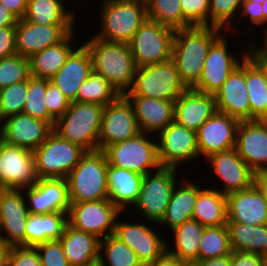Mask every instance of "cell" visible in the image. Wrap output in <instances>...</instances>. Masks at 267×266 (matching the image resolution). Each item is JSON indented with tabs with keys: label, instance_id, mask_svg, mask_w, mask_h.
<instances>
[{
	"label": "cell",
	"instance_id": "db71d44e",
	"mask_svg": "<svg viewBox=\"0 0 267 266\" xmlns=\"http://www.w3.org/2000/svg\"><path fill=\"white\" fill-rule=\"evenodd\" d=\"M242 10H240V18L247 17V21L251 22V25H256L264 28V13L262 11V4L252 1H244L242 4ZM242 15V16H241Z\"/></svg>",
	"mask_w": 267,
	"mask_h": 266
},
{
	"label": "cell",
	"instance_id": "7c38bea8",
	"mask_svg": "<svg viewBox=\"0 0 267 266\" xmlns=\"http://www.w3.org/2000/svg\"><path fill=\"white\" fill-rule=\"evenodd\" d=\"M141 133L133 106L125 95L104 106L98 150L132 139Z\"/></svg>",
	"mask_w": 267,
	"mask_h": 266
},
{
	"label": "cell",
	"instance_id": "6f0895ef",
	"mask_svg": "<svg viewBox=\"0 0 267 266\" xmlns=\"http://www.w3.org/2000/svg\"><path fill=\"white\" fill-rule=\"evenodd\" d=\"M1 4H3L10 12L18 19H23L26 8H27V0H0Z\"/></svg>",
	"mask_w": 267,
	"mask_h": 266
},
{
	"label": "cell",
	"instance_id": "484cf974",
	"mask_svg": "<svg viewBox=\"0 0 267 266\" xmlns=\"http://www.w3.org/2000/svg\"><path fill=\"white\" fill-rule=\"evenodd\" d=\"M92 62L88 50L81 44L66 59L62 68L49 79L70 102L77 100L81 84L90 76Z\"/></svg>",
	"mask_w": 267,
	"mask_h": 266
},
{
	"label": "cell",
	"instance_id": "83f0119b",
	"mask_svg": "<svg viewBox=\"0 0 267 266\" xmlns=\"http://www.w3.org/2000/svg\"><path fill=\"white\" fill-rule=\"evenodd\" d=\"M71 266H93L99 262L100 239L66 224L59 239Z\"/></svg>",
	"mask_w": 267,
	"mask_h": 266
},
{
	"label": "cell",
	"instance_id": "2644e50d",
	"mask_svg": "<svg viewBox=\"0 0 267 266\" xmlns=\"http://www.w3.org/2000/svg\"><path fill=\"white\" fill-rule=\"evenodd\" d=\"M184 266H197L194 262L185 263Z\"/></svg>",
	"mask_w": 267,
	"mask_h": 266
},
{
	"label": "cell",
	"instance_id": "836d02e7",
	"mask_svg": "<svg viewBox=\"0 0 267 266\" xmlns=\"http://www.w3.org/2000/svg\"><path fill=\"white\" fill-rule=\"evenodd\" d=\"M212 187H204L197 195L193 219L206 227L227 225V197Z\"/></svg>",
	"mask_w": 267,
	"mask_h": 266
},
{
	"label": "cell",
	"instance_id": "b9f144b4",
	"mask_svg": "<svg viewBox=\"0 0 267 266\" xmlns=\"http://www.w3.org/2000/svg\"><path fill=\"white\" fill-rule=\"evenodd\" d=\"M46 85L47 79L32 76L28 79V92L23 113L35 119L47 121L54 127L55 120L48 114L45 103Z\"/></svg>",
	"mask_w": 267,
	"mask_h": 266
},
{
	"label": "cell",
	"instance_id": "6125c7cd",
	"mask_svg": "<svg viewBox=\"0 0 267 266\" xmlns=\"http://www.w3.org/2000/svg\"><path fill=\"white\" fill-rule=\"evenodd\" d=\"M254 184L262 193L267 204V172L255 173Z\"/></svg>",
	"mask_w": 267,
	"mask_h": 266
},
{
	"label": "cell",
	"instance_id": "44dd1931",
	"mask_svg": "<svg viewBox=\"0 0 267 266\" xmlns=\"http://www.w3.org/2000/svg\"><path fill=\"white\" fill-rule=\"evenodd\" d=\"M23 192L31 214L68 213L70 201L65 178L39 179L32 187L23 188Z\"/></svg>",
	"mask_w": 267,
	"mask_h": 266
},
{
	"label": "cell",
	"instance_id": "d6986e66",
	"mask_svg": "<svg viewBox=\"0 0 267 266\" xmlns=\"http://www.w3.org/2000/svg\"><path fill=\"white\" fill-rule=\"evenodd\" d=\"M206 163L223 184L222 194L247 189L254 185L255 172L239 156L235 148L218 152L205 159Z\"/></svg>",
	"mask_w": 267,
	"mask_h": 266
},
{
	"label": "cell",
	"instance_id": "9c48e42d",
	"mask_svg": "<svg viewBox=\"0 0 267 266\" xmlns=\"http://www.w3.org/2000/svg\"><path fill=\"white\" fill-rule=\"evenodd\" d=\"M151 134L140 133L132 139L108 146L103 152L108 164L146 175L161 167L158 159L157 141Z\"/></svg>",
	"mask_w": 267,
	"mask_h": 266
},
{
	"label": "cell",
	"instance_id": "74e56055",
	"mask_svg": "<svg viewBox=\"0 0 267 266\" xmlns=\"http://www.w3.org/2000/svg\"><path fill=\"white\" fill-rule=\"evenodd\" d=\"M119 96L118 91L106 81L102 74L92 70L90 76L81 84L75 102L106 106Z\"/></svg>",
	"mask_w": 267,
	"mask_h": 266
},
{
	"label": "cell",
	"instance_id": "4316f807",
	"mask_svg": "<svg viewBox=\"0 0 267 266\" xmlns=\"http://www.w3.org/2000/svg\"><path fill=\"white\" fill-rule=\"evenodd\" d=\"M133 106L141 133L156 135L174 121V102L145 96H126Z\"/></svg>",
	"mask_w": 267,
	"mask_h": 266
},
{
	"label": "cell",
	"instance_id": "3957f363",
	"mask_svg": "<svg viewBox=\"0 0 267 266\" xmlns=\"http://www.w3.org/2000/svg\"><path fill=\"white\" fill-rule=\"evenodd\" d=\"M103 109L104 106L94 103L70 102L66 112L55 121L53 131L86 152L96 151Z\"/></svg>",
	"mask_w": 267,
	"mask_h": 266
},
{
	"label": "cell",
	"instance_id": "e0dca14e",
	"mask_svg": "<svg viewBox=\"0 0 267 266\" xmlns=\"http://www.w3.org/2000/svg\"><path fill=\"white\" fill-rule=\"evenodd\" d=\"M75 24L42 25L26 21H17L16 50L17 54L30 58L41 50L62 42L76 28Z\"/></svg>",
	"mask_w": 267,
	"mask_h": 266
},
{
	"label": "cell",
	"instance_id": "d590c367",
	"mask_svg": "<svg viewBox=\"0 0 267 266\" xmlns=\"http://www.w3.org/2000/svg\"><path fill=\"white\" fill-rule=\"evenodd\" d=\"M232 250L249 251L267 257V224L227 222Z\"/></svg>",
	"mask_w": 267,
	"mask_h": 266
},
{
	"label": "cell",
	"instance_id": "8fae6325",
	"mask_svg": "<svg viewBox=\"0 0 267 266\" xmlns=\"http://www.w3.org/2000/svg\"><path fill=\"white\" fill-rule=\"evenodd\" d=\"M122 213L109 199L70 203L67 221L74 228L101 240L114 234L117 219Z\"/></svg>",
	"mask_w": 267,
	"mask_h": 266
},
{
	"label": "cell",
	"instance_id": "603a6c76",
	"mask_svg": "<svg viewBox=\"0 0 267 266\" xmlns=\"http://www.w3.org/2000/svg\"><path fill=\"white\" fill-rule=\"evenodd\" d=\"M53 132V126L25 113L15 114L3 121V138L8 144L34 151Z\"/></svg>",
	"mask_w": 267,
	"mask_h": 266
},
{
	"label": "cell",
	"instance_id": "6da1fadb",
	"mask_svg": "<svg viewBox=\"0 0 267 266\" xmlns=\"http://www.w3.org/2000/svg\"><path fill=\"white\" fill-rule=\"evenodd\" d=\"M221 31L212 26H191L175 32L171 59L187 88L199 81L208 50Z\"/></svg>",
	"mask_w": 267,
	"mask_h": 266
},
{
	"label": "cell",
	"instance_id": "2e32d148",
	"mask_svg": "<svg viewBox=\"0 0 267 266\" xmlns=\"http://www.w3.org/2000/svg\"><path fill=\"white\" fill-rule=\"evenodd\" d=\"M39 180L33 151L2 142L0 188L32 187Z\"/></svg>",
	"mask_w": 267,
	"mask_h": 266
},
{
	"label": "cell",
	"instance_id": "7bdbcfd3",
	"mask_svg": "<svg viewBox=\"0 0 267 266\" xmlns=\"http://www.w3.org/2000/svg\"><path fill=\"white\" fill-rule=\"evenodd\" d=\"M243 2L244 0H209V26L221 30L226 28L224 31L234 33L232 31L236 29L231 26L240 14Z\"/></svg>",
	"mask_w": 267,
	"mask_h": 266
},
{
	"label": "cell",
	"instance_id": "cb8c5ba5",
	"mask_svg": "<svg viewBox=\"0 0 267 266\" xmlns=\"http://www.w3.org/2000/svg\"><path fill=\"white\" fill-rule=\"evenodd\" d=\"M227 197V222L248 225L267 224V204L260 190L254 185L232 192Z\"/></svg>",
	"mask_w": 267,
	"mask_h": 266
},
{
	"label": "cell",
	"instance_id": "7a4b0ae2",
	"mask_svg": "<svg viewBox=\"0 0 267 266\" xmlns=\"http://www.w3.org/2000/svg\"><path fill=\"white\" fill-rule=\"evenodd\" d=\"M91 37L82 45L90 54L92 70L102 74L120 95H125L133 84L137 69L128 43Z\"/></svg>",
	"mask_w": 267,
	"mask_h": 266
},
{
	"label": "cell",
	"instance_id": "f6af8a7d",
	"mask_svg": "<svg viewBox=\"0 0 267 266\" xmlns=\"http://www.w3.org/2000/svg\"><path fill=\"white\" fill-rule=\"evenodd\" d=\"M28 80L0 89V116L3 120L23 112Z\"/></svg>",
	"mask_w": 267,
	"mask_h": 266
},
{
	"label": "cell",
	"instance_id": "52a82bcc",
	"mask_svg": "<svg viewBox=\"0 0 267 266\" xmlns=\"http://www.w3.org/2000/svg\"><path fill=\"white\" fill-rule=\"evenodd\" d=\"M177 168L160 167L144 175L139 197L134 204L143 221L159 224L163 219L172 192L178 181ZM145 218V219H144Z\"/></svg>",
	"mask_w": 267,
	"mask_h": 266
},
{
	"label": "cell",
	"instance_id": "bcb514c9",
	"mask_svg": "<svg viewBox=\"0 0 267 266\" xmlns=\"http://www.w3.org/2000/svg\"><path fill=\"white\" fill-rule=\"evenodd\" d=\"M28 215L0 216V241L12 247H26ZM2 231L5 235H2Z\"/></svg>",
	"mask_w": 267,
	"mask_h": 266
},
{
	"label": "cell",
	"instance_id": "816d5d0a",
	"mask_svg": "<svg viewBox=\"0 0 267 266\" xmlns=\"http://www.w3.org/2000/svg\"><path fill=\"white\" fill-rule=\"evenodd\" d=\"M8 266H42L35 247H12Z\"/></svg>",
	"mask_w": 267,
	"mask_h": 266
},
{
	"label": "cell",
	"instance_id": "89a4df30",
	"mask_svg": "<svg viewBox=\"0 0 267 266\" xmlns=\"http://www.w3.org/2000/svg\"><path fill=\"white\" fill-rule=\"evenodd\" d=\"M244 1H252V2H258L262 4L265 0H244Z\"/></svg>",
	"mask_w": 267,
	"mask_h": 266
},
{
	"label": "cell",
	"instance_id": "91938a15",
	"mask_svg": "<svg viewBox=\"0 0 267 266\" xmlns=\"http://www.w3.org/2000/svg\"><path fill=\"white\" fill-rule=\"evenodd\" d=\"M194 263L197 266H231V254L212 259L198 260Z\"/></svg>",
	"mask_w": 267,
	"mask_h": 266
},
{
	"label": "cell",
	"instance_id": "03108f58",
	"mask_svg": "<svg viewBox=\"0 0 267 266\" xmlns=\"http://www.w3.org/2000/svg\"><path fill=\"white\" fill-rule=\"evenodd\" d=\"M263 37V41L262 44H260L259 46L265 51L267 52V34L262 36Z\"/></svg>",
	"mask_w": 267,
	"mask_h": 266
},
{
	"label": "cell",
	"instance_id": "ffe728a7",
	"mask_svg": "<svg viewBox=\"0 0 267 266\" xmlns=\"http://www.w3.org/2000/svg\"><path fill=\"white\" fill-rule=\"evenodd\" d=\"M235 149L255 172H267V120L240 121Z\"/></svg>",
	"mask_w": 267,
	"mask_h": 266
},
{
	"label": "cell",
	"instance_id": "753ad0ef",
	"mask_svg": "<svg viewBox=\"0 0 267 266\" xmlns=\"http://www.w3.org/2000/svg\"><path fill=\"white\" fill-rule=\"evenodd\" d=\"M139 1L142 2V3L147 4L150 0H139Z\"/></svg>",
	"mask_w": 267,
	"mask_h": 266
},
{
	"label": "cell",
	"instance_id": "4dcf8cb0",
	"mask_svg": "<svg viewBox=\"0 0 267 266\" xmlns=\"http://www.w3.org/2000/svg\"><path fill=\"white\" fill-rule=\"evenodd\" d=\"M74 36L75 30L62 42L33 54L29 58L31 76L51 79L62 68L66 59L76 49V44H73Z\"/></svg>",
	"mask_w": 267,
	"mask_h": 266
},
{
	"label": "cell",
	"instance_id": "ee69618b",
	"mask_svg": "<svg viewBox=\"0 0 267 266\" xmlns=\"http://www.w3.org/2000/svg\"><path fill=\"white\" fill-rule=\"evenodd\" d=\"M31 77L29 58L14 54L0 59V89Z\"/></svg>",
	"mask_w": 267,
	"mask_h": 266
},
{
	"label": "cell",
	"instance_id": "a7ac6f4b",
	"mask_svg": "<svg viewBox=\"0 0 267 266\" xmlns=\"http://www.w3.org/2000/svg\"><path fill=\"white\" fill-rule=\"evenodd\" d=\"M3 141H4V138H3V128H0V145L2 144Z\"/></svg>",
	"mask_w": 267,
	"mask_h": 266
},
{
	"label": "cell",
	"instance_id": "7402d4cb",
	"mask_svg": "<svg viewBox=\"0 0 267 266\" xmlns=\"http://www.w3.org/2000/svg\"><path fill=\"white\" fill-rule=\"evenodd\" d=\"M214 96L218 112L228 114L239 121H250V103L246 88V57L231 72Z\"/></svg>",
	"mask_w": 267,
	"mask_h": 266
},
{
	"label": "cell",
	"instance_id": "681fc988",
	"mask_svg": "<svg viewBox=\"0 0 267 266\" xmlns=\"http://www.w3.org/2000/svg\"><path fill=\"white\" fill-rule=\"evenodd\" d=\"M42 266H71L59 240H50L35 246Z\"/></svg>",
	"mask_w": 267,
	"mask_h": 266
},
{
	"label": "cell",
	"instance_id": "f907efd6",
	"mask_svg": "<svg viewBox=\"0 0 267 266\" xmlns=\"http://www.w3.org/2000/svg\"><path fill=\"white\" fill-rule=\"evenodd\" d=\"M45 103L48 114L56 121L68 109L70 101L65 97L61 90L47 79Z\"/></svg>",
	"mask_w": 267,
	"mask_h": 266
},
{
	"label": "cell",
	"instance_id": "e575fe53",
	"mask_svg": "<svg viewBox=\"0 0 267 266\" xmlns=\"http://www.w3.org/2000/svg\"><path fill=\"white\" fill-rule=\"evenodd\" d=\"M64 3V0H27L24 19L42 25L75 24L77 14Z\"/></svg>",
	"mask_w": 267,
	"mask_h": 266
},
{
	"label": "cell",
	"instance_id": "4fadbf2b",
	"mask_svg": "<svg viewBox=\"0 0 267 266\" xmlns=\"http://www.w3.org/2000/svg\"><path fill=\"white\" fill-rule=\"evenodd\" d=\"M211 44L207 57L204 60L203 71L199 81L192 89L214 95L228 79L231 72L244 60L248 51L244 50L241 59L228 52L227 36L225 31Z\"/></svg>",
	"mask_w": 267,
	"mask_h": 266
},
{
	"label": "cell",
	"instance_id": "11a10c76",
	"mask_svg": "<svg viewBox=\"0 0 267 266\" xmlns=\"http://www.w3.org/2000/svg\"><path fill=\"white\" fill-rule=\"evenodd\" d=\"M264 257L243 250H232L231 266H260Z\"/></svg>",
	"mask_w": 267,
	"mask_h": 266
},
{
	"label": "cell",
	"instance_id": "8c879c8a",
	"mask_svg": "<svg viewBox=\"0 0 267 266\" xmlns=\"http://www.w3.org/2000/svg\"><path fill=\"white\" fill-rule=\"evenodd\" d=\"M3 119L1 118V116H0V128H3Z\"/></svg>",
	"mask_w": 267,
	"mask_h": 266
},
{
	"label": "cell",
	"instance_id": "8992f818",
	"mask_svg": "<svg viewBox=\"0 0 267 266\" xmlns=\"http://www.w3.org/2000/svg\"><path fill=\"white\" fill-rule=\"evenodd\" d=\"M187 89L180 80L174 61L170 59L137 68L133 84L125 96L175 101Z\"/></svg>",
	"mask_w": 267,
	"mask_h": 266
},
{
	"label": "cell",
	"instance_id": "7dc6e473",
	"mask_svg": "<svg viewBox=\"0 0 267 266\" xmlns=\"http://www.w3.org/2000/svg\"><path fill=\"white\" fill-rule=\"evenodd\" d=\"M29 215L23 188H0V216Z\"/></svg>",
	"mask_w": 267,
	"mask_h": 266
},
{
	"label": "cell",
	"instance_id": "5b68a950",
	"mask_svg": "<svg viewBox=\"0 0 267 266\" xmlns=\"http://www.w3.org/2000/svg\"><path fill=\"white\" fill-rule=\"evenodd\" d=\"M98 26L93 35L109 42L128 43L148 18L147 4L139 0H102Z\"/></svg>",
	"mask_w": 267,
	"mask_h": 266
},
{
	"label": "cell",
	"instance_id": "5bb4252c",
	"mask_svg": "<svg viewBox=\"0 0 267 266\" xmlns=\"http://www.w3.org/2000/svg\"><path fill=\"white\" fill-rule=\"evenodd\" d=\"M156 136L161 167L178 168L185 162L199 158L196 131L172 121Z\"/></svg>",
	"mask_w": 267,
	"mask_h": 266
},
{
	"label": "cell",
	"instance_id": "c3c4849f",
	"mask_svg": "<svg viewBox=\"0 0 267 266\" xmlns=\"http://www.w3.org/2000/svg\"><path fill=\"white\" fill-rule=\"evenodd\" d=\"M180 6L191 26H209V0H180Z\"/></svg>",
	"mask_w": 267,
	"mask_h": 266
},
{
	"label": "cell",
	"instance_id": "be15d7a7",
	"mask_svg": "<svg viewBox=\"0 0 267 266\" xmlns=\"http://www.w3.org/2000/svg\"><path fill=\"white\" fill-rule=\"evenodd\" d=\"M12 246L0 241V266H8Z\"/></svg>",
	"mask_w": 267,
	"mask_h": 266
},
{
	"label": "cell",
	"instance_id": "e7e4bbea",
	"mask_svg": "<svg viewBox=\"0 0 267 266\" xmlns=\"http://www.w3.org/2000/svg\"><path fill=\"white\" fill-rule=\"evenodd\" d=\"M262 11L264 13V34H267V0L262 3Z\"/></svg>",
	"mask_w": 267,
	"mask_h": 266
},
{
	"label": "cell",
	"instance_id": "ab89813d",
	"mask_svg": "<svg viewBox=\"0 0 267 266\" xmlns=\"http://www.w3.org/2000/svg\"><path fill=\"white\" fill-rule=\"evenodd\" d=\"M147 16L174 31L191 27L183 17L180 0H150L147 3Z\"/></svg>",
	"mask_w": 267,
	"mask_h": 266
},
{
	"label": "cell",
	"instance_id": "f35d334b",
	"mask_svg": "<svg viewBox=\"0 0 267 266\" xmlns=\"http://www.w3.org/2000/svg\"><path fill=\"white\" fill-rule=\"evenodd\" d=\"M99 266H143L136 254L114 234L100 240Z\"/></svg>",
	"mask_w": 267,
	"mask_h": 266
},
{
	"label": "cell",
	"instance_id": "8d00e7d4",
	"mask_svg": "<svg viewBox=\"0 0 267 266\" xmlns=\"http://www.w3.org/2000/svg\"><path fill=\"white\" fill-rule=\"evenodd\" d=\"M246 88L250 103V121L267 120V84L264 72L248 56Z\"/></svg>",
	"mask_w": 267,
	"mask_h": 266
},
{
	"label": "cell",
	"instance_id": "d6a6232c",
	"mask_svg": "<svg viewBox=\"0 0 267 266\" xmlns=\"http://www.w3.org/2000/svg\"><path fill=\"white\" fill-rule=\"evenodd\" d=\"M205 227L191 219L174 228L170 233L173 234L175 242L172 244L175 246L171 249L172 245L166 241V252L186 263L198 261L199 245Z\"/></svg>",
	"mask_w": 267,
	"mask_h": 266
},
{
	"label": "cell",
	"instance_id": "f546056e",
	"mask_svg": "<svg viewBox=\"0 0 267 266\" xmlns=\"http://www.w3.org/2000/svg\"><path fill=\"white\" fill-rule=\"evenodd\" d=\"M176 184L169 203L167 205L166 213L158 224L173 230L180 226L185 221L193 219V212L197 200L198 193L203 189L202 184H196L193 181H182ZM179 185V186H178Z\"/></svg>",
	"mask_w": 267,
	"mask_h": 266
},
{
	"label": "cell",
	"instance_id": "9f6ffc18",
	"mask_svg": "<svg viewBox=\"0 0 267 266\" xmlns=\"http://www.w3.org/2000/svg\"><path fill=\"white\" fill-rule=\"evenodd\" d=\"M248 57L264 72V77L267 84V52H265L257 42H253L251 39L248 42ZM257 44V45H256Z\"/></svg>",
	"mask_w": 267,
	"mask_h": 266
},
{
	"label": "cell",
	"instance_id": "f1b7e54d",
	"mask_svg": "<svg viewBox=\"0 0 267 266\" xmlns=\"http://www.w3.org/2000/svg\"><path fill=\"white\" fill-rule=\"evenodd\" d=\"M143 178L142 174L108 164V199L124 212L137 202Z\"/></svg>",
	"mask_w": 267,
	"mask_h": 266
},
{
	"label": "cell",
	"instance_id": "003e7915",
	"mask_svg": "<svg viewBox=\"0 0 267 266\" xmlns=\"http://www.w3.org/2000/svg\"><path fill=\"white\" fill-rule=\"evenodd\" d=\"M260 266H267V257H264V258L261 260Z\"/></svg>",
	"mask_w": 267,
	"mask_h": 266
},
{
	"label": "cell",
	"instance_id": "94428289",
	"mask_svg": "<svg viewBox=\"0 0 267 266\" xmlns=\"http://www.w3.org/2000/svg\"><path fill=\"white\" fill-rule=\"evenodd\" d=\"M18 19L0 2V28L16 26Z\"/></svg>",
	"mask_w": 267,
	"mask_h": 266
},
{
	"label": "cell",
	"instance_id": "ac0fdd59",
	"mask_svg": "<svg viewBox=\"0 0 267 266\" xmlns=\"http://www.w3.org/2000/svg\"><path fill=\"white\" fill-rule=\"evenodd\" d=\"M240 121L228 114L216 111L196 131L199 157L235 148L236 133Z\"/></svg>",
	"mask_w": 267,
	"mask_h": 266
},
{
	"label": "cell",
	"instance_id": "9a60e30c",
	"mask_svg": "<svg viewBox=\"0 0 267 266\" xmlns=\"http://www.w3.org/2000/svg\"><path fill=\"white\" fill-rule=\"evenodd\" d=\"M146 222L117 219L114 235L136 254L143 266L153 263L166 252V239ZM151 226V227H150Z\"/></svg>",
	"mask_w": 267,
	"mask_h": 266
},
{
	"label": "cell",
	"instance_id": "d4e9b609",
	"mask_svg": "<svg viewBox=\"0 0 267 266\" xmlns=\"http://www.w3.org/2000/svg\"><path fill=\"white\" fill-rule=\"evenodd\" d=\"M216 111L214 95L188 88L174 102V121L197 131Z\"/></svg>",
	"mask_w": 267,
	"mask_h": 266
},
{
	"label": "cell",
	"instance_id": "680465c9",
	"mask_svg": "<svg viewBox=\"0 0 267 266\" xmlns=\"http://www.w3.org/2000/svg\"><path fill=\"white\" fill-rule=\"evenodd\" d=\"M186 262L165 252L160 258L146 266H184Z\"/></svg>",
	"mask_w": 267,
	"mask_h": 266
},
{
	"label": "cell",
	"instance_id": "277c9868",
	"mask_svg": "<svg viewBox=\"0 0 267 266\" xmlns=\"http://www.w3.org/2000/svg\"><path fill=\"white\" fill-rule=\"evenodd\" d=\"M107 169L103 151L86 152L66 178L70 203L108 199Z\"/></svg>",
	"mask_w": 267,
	"mask_h": 266
},
{
	"label": "cell",
	"instance_id": "ba28073f",
	"mask_svg": "<svg viewBox=\"0 0 267 266\" xmlns=\"http://www.w3.org/2000/svg\"><path fill=\"white\" fill-rule=\"evenodd\" d=\"M86 151L52 132L48 138L33 151L36 172L39 179L67 178L79 163Z\"/></svg>",
	"mask_w": 267,
	"mask_h": 266
},
{
	"label": "cell",
	"instance_id": "30bf717a",
	"mask_svg": "<svg viewBox=\"0 0 267 266\" xmlns=\"http://www.w3.org/2000/svg\"><path fill=\"white\" fill-rule=\"evenodd\" d=\"M175 32L147 18L128 42L137 68L170 60Z\"/></svg>",
	"mask_w": 267,
	"mask_h": 266
},
{
	"label": "cell",
	"instance_id": "1f68e13d",
	"mask_svg": "<svg viewBox=\"0 0 267 266\" xmlns=\"http://www.w3.org/2000/svg\"><path fill=\"white\" fill-rule=\"evenodd\" d=\"M67 223L65 212L43 215L29 213L25 229L26 247H35L46 241L59 240Z\"/></svg>",
	"mask_w": 267,
	"mask_h": 266
},
{
	"label": "cell",
	"instance_id": "60d3db41",
	"mask_svg": "<svg viewBox=\"0 0 267 266\" xmlns=\"http://www.w3.org/2000/svg\"><path fill=\"white\" fill-rule=\"evenodd\" d=\"M232 253L227 225L205 227L198 252V260L222 257Z\"/></svg>",
	"mask_w": 267,
	"mask_h": 266
},
{
	"label": "cell",
	"instance_id": "f5cc1de1",
	"mask_svg": "<svg viewBox=\"0 0 267 266\" xmlns=\"http://www.w3.org/2000/svg\"><path fill=\"white\" fill-rule=\"evenodd\" d=\"M15 26L0 28V59L17 53Z\"/></svg>",
	"mask_w": 267,
	"mask_h": 266
}]
</instances>
